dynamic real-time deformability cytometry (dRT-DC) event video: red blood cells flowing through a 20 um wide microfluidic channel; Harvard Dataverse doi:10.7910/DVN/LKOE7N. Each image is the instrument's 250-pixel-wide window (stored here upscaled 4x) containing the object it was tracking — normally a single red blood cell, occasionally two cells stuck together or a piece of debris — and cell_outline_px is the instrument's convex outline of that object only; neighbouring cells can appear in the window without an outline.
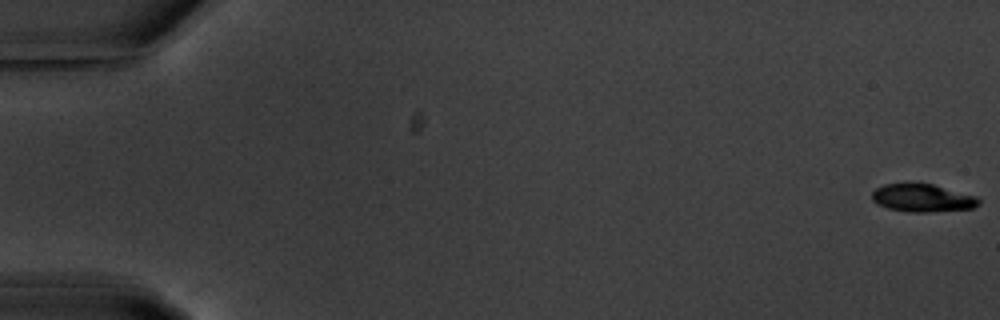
{"species": "common noctule bat (a hibernating species)", "species_latin": "Nyctalus noctula", "temperature_condition": "warm", "stored_images_in_passage": 15, "camera_frame_rate_fps": 3000, "um_per_image_px": 0.085, "animal": {"sex": "male", "body_mass_g": 20.1, "forearm_length_mm": 53.5}, "frame": {"image": 1, "passage_image": 1, "time_ms": 0.0, "image_size_px": [1000, 320], "cell_outline_px": [[980, 204], [972, 208], [928, 212], [908, 212], [888, 208], [876, 204], [872, 200], [872, 192], [876, 188], [884, 184], [932, 184], [976, 196], [980, 200]], "centroid_in_image_um": [78.39, 16.84], "position_along_channel_um": 6.6, "area_um2": 17.17}}
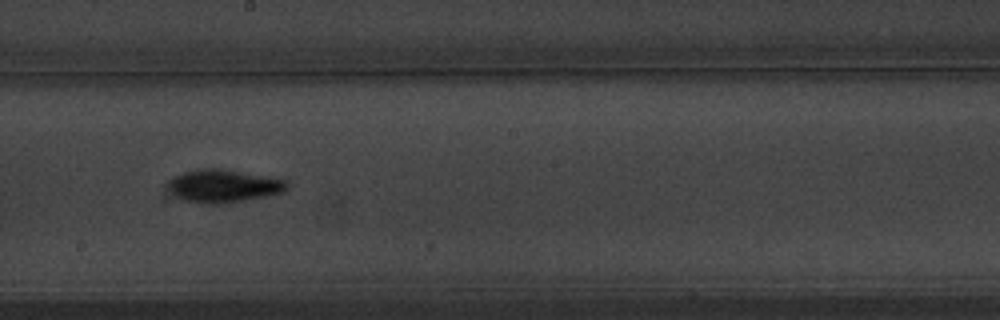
{"frame": {"image": 2, "passage_image": 9, "time_ms": 10.667, "image_size_px": [1000, 320], "cell_outline_px": [[288, 188], [280, 192], [264, 196], [216, 204], [208, 204], [184, 200], [172, 188], [172, 180], [176, 176], [184, 172], [196, 168], [216, 168], [284, 180], [288, 184]], "centroid_in_image_um": [19.02, 15.79], "position_along_channel_um": 229.2, "area_um2": 21.44}, "authors_computed_cell_mechanics": {"area_um2": 19.8832, "velocity_mm_per_s": 3.5985, "shape_relaxation_time_tau1_ms": 2.6895, "shape_relaxation_time_tau2_ms": 2.4249, "deformation_change_tau1": 0.1139, "deformation_change_tau2": 0.0851}}